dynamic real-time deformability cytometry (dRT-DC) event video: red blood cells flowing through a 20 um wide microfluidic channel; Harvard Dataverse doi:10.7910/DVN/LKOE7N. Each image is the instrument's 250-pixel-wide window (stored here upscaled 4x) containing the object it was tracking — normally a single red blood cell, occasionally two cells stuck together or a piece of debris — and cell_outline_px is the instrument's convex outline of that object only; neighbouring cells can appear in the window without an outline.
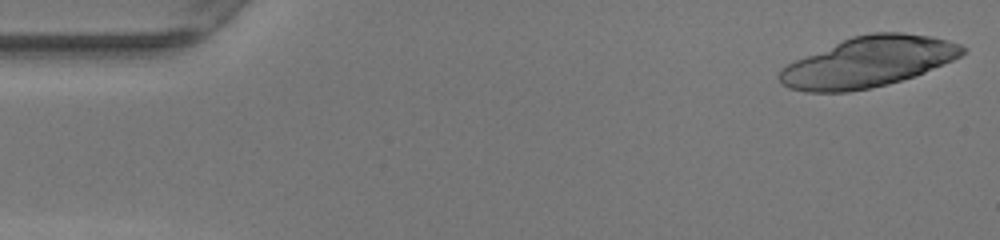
{"species": "human", "species_latin": "Homo sapiens", "temperature_condition": "warm", "stored_images_in_passage": 32, "camera_frame_rate_fps": 3000, "um_per_image_px": 0.085, "donor": {"sex": "female"}, "frame": {"image": 1, "passage_image": 1, "time_ms": 0.0, "image_size_px": [1000, 240], "cell_outline_px": [[968, 52], [952, 60], [924, 72], [888, 84], [872, 88], [848, 92], [804, 92], [788, 88], [780, 84], [780, 68], [796, 60], [852, 36], [872, 32], [904, 32], [932, 36], [948, 40], [960, 44], [968, 48]], "centroid_in_image_um": [73.82, 5.27], "position_along_channel_um": 11.2, "area_um2": 53.58}}
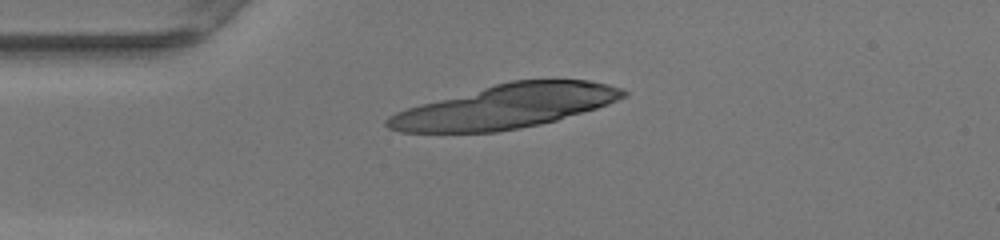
{"frame": {"image": 2, "passage_image": 11, "time_ms": 3.333, "image_size_px": [1000, 240], "cell_outline_px": [[628, 96], [608, 104], [596, 108], [556, 120], [540, 124], [520, 128], [496, 132], [400, 132], [388, 128], [384, 124], [384, 120], [388, 116], [396, 112], [420, 104], [496, 84], [512, 80], [588, 80], [608, 84], [624, 88], [628, 92]], "centroid_in_image_um": [43.0, 9.06], "position_along_channel_um": 42.0, "area_um2": 59.77}}